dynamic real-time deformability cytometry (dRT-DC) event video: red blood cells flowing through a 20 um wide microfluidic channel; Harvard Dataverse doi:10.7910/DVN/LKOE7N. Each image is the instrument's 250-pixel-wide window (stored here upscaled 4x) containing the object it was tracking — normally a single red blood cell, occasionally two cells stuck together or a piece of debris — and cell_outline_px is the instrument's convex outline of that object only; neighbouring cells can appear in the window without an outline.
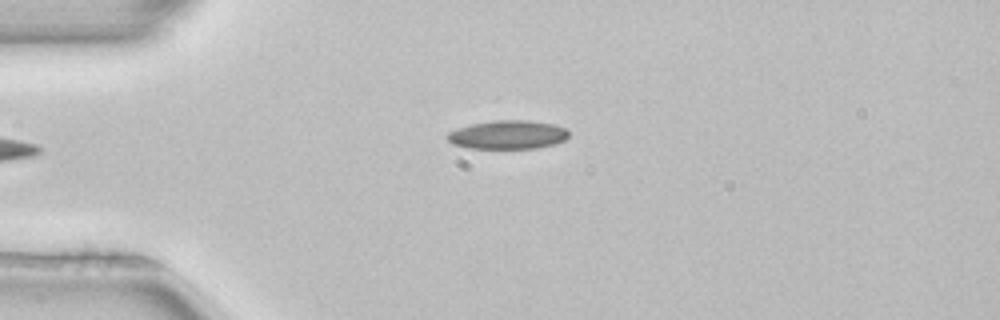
{"species": "common noctule bat (a hibernating species)", "species_latin": "Nyctalus noctula", "temperature_condition": "room temperature", "stored_images_in_passage": 35, "camera_frame_rate_fps": 3000, "um_per_image_px": 0.085, "animal": {"sex": "female", "body_mass_g": 22.7, "forearm_length_mm": 54.2}, "frame": {"image": 1, "passage_image": 1, "time_ms": 0.0, "image_size_px": [1000, 320], "cell_outline_px": [[568, 136], [564, 140], [552, 144], [536, 148], [468, 148], [452, 144], [444, 136], [448, 132], [472, 124], [496, 120], [528, 120], [552, 124], [564, 128], [568, 132]], "centroid_in_image_um": [43.12, 11.45], "position_along_channel_um": 41.9, "area_um2": 20.06}, "authors_computed_cell_mechanics": {"area_um2": 19.5942, "velocity_mm_per_s": 3.9696, "shape_relaxation_time_tau1_ms": 4.9607, "shape_relaxation_time_tau2_ms": null, "deformation_change_tau1": 0.1074, "deformation_change_tau2": null}}